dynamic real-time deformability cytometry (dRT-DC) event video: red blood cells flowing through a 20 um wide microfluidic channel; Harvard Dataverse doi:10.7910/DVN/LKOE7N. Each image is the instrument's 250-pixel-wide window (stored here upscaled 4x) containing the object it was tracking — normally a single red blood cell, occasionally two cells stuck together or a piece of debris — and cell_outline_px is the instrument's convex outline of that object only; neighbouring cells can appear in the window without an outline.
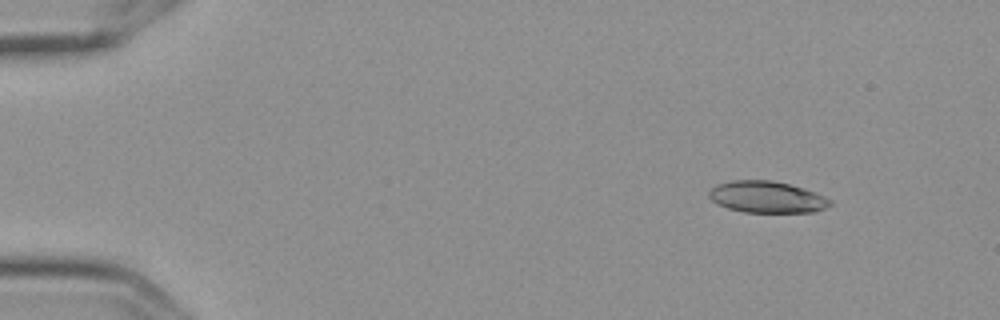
{"species": "Egyptian fruit bat (a non-hibernating species)", "species_latin": "Rousettus aegyptiacus", "temperature_condition": "cold", "stored_images_in_passage": 7, "camera_frame_rate_fps": 3000, "um_per_image_px": 0.085, "frame": {"image": 1, "passage_image": 2, "time_ms": 0.333, "image_size_px": [1000, 320], "cell_outline_px": [[832, 204], [824, 208], [812, 212], [744, 212], [728, 208], [716, 204], [708, 196], [708, 192], [716, 184], [732, 180], [772, 180], [804, 188], [816, 192], [832, 200]], "centroid_in_image_um": [65.17, 16.74], "position_along_channel_um": 19.8, "area_um2": 22.37}}
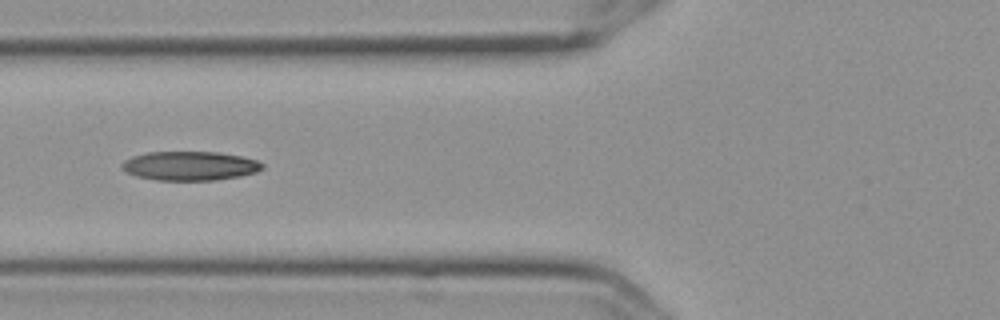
{"frame": {"image": 2, "passage_image": 6, "time_ms": 1.667, "image_size_px": [1000, 320], "cell_outline_px": [[264, 168], [256, 172], [240, 176], [216, 180], [156, 180], [136, 176], [120, 168], [120, 164], [124, 160], [132, 156], [148, 152], [216, 152], [240, 156], [256, 160], [264, 164]], "centroid_in_image_um": [16.12, 14.1], "position_along_channel_um": 109.7, "area_um2": 23.81}}
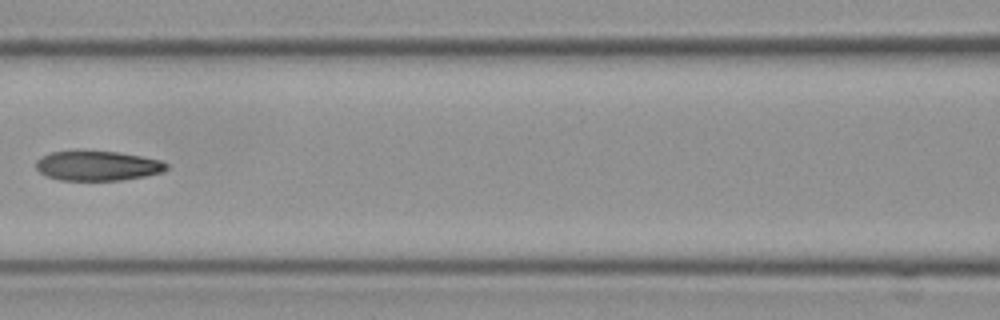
{"frame": {"image": 3, "passage_image": 7, "time_ms": 2.0, "image_size_px": [1000, 320], "cell_outline_px": [[168, 168], [164, 172], [144, 176], [120, 180], [60, 180], [48, 176], [40, 172], [36, 168], [36, 160], [52, 152], [116, 152], [140, 156], [160, 160], [168, 164]], "centroid_in_image_um": [8.33, 14.11], "position_along_channel_um": 158.3, "area_um2": 22.14}}